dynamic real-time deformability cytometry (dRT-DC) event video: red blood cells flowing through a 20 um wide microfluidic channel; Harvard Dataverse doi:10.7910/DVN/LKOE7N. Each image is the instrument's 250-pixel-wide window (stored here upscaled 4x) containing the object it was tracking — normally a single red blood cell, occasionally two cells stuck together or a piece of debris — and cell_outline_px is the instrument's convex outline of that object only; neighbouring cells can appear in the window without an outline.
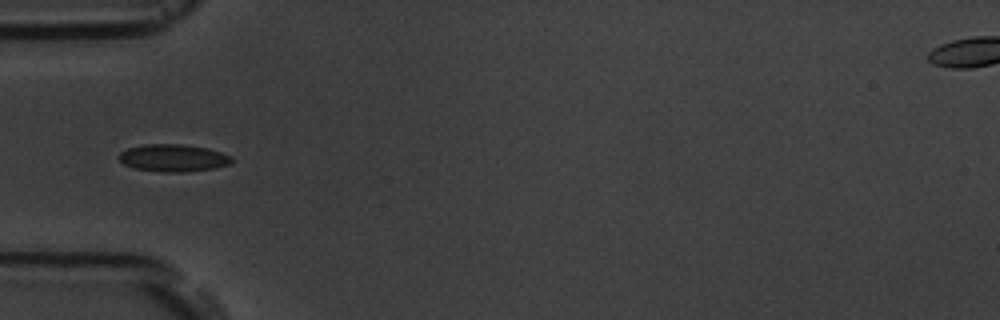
{"species": "common noctule bat (a hibernating species)", "species_latin": "Nyctalus noctula", "temperature_condition": "room temperature", "stored_images_in_passage": 6, "camera_frame_rate_fps": 3000, "um_per_image_px": 0.085, "animal": {"sex": "male", "body_mass_g": 19.5, "forearm_length_mm": 54.6}, "frame": {"image": 1, "passage_image": 6, "time_ms": 6.0, "image_size_px": [1000, 320], "cell_outline_px": [[232, 164], [216, 168], [184, 172], [164, 172], [136, 168], [124, 164], [120, 160], [120, 152], [128, 148], [144, 144], [184, 144], [208, 148], [232, 156]], "centroid_in_image_um": [14.77, 13.42], "position_along_channel_um": 70.2, "area_um2": 17.98}}